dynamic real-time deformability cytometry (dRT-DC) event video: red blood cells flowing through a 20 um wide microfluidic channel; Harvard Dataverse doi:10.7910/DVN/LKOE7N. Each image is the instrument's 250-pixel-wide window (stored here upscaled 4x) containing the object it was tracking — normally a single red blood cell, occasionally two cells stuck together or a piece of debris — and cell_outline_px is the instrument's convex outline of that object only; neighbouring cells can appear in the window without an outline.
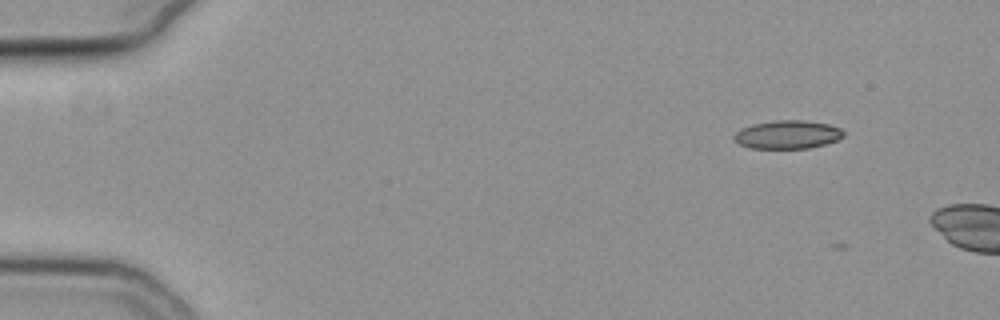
{"species": "common noctule bat (a hibernating species)", "species_latin": "Nyctalus noctula", "temperature_condition": "cold", "stored_images_in_passage": 4, "camera_frame_rate_fps": 3000, "um_per_image_px": 0.085, "animal": {"sex": "female", "body_mass_g": 19.3, "forearm_length_mm": 54.1}, "frame": {"image": 1, "passage_image": 1, "time_ms": 0.0, "image_size_px": [1000, 320], "cell_outline_px": [[844, 136], [836, 140], [824, 144], [808, 148], [752, 148], [740, 144], [732, 140], [732, 136], [740, 128], [752, 124], [776, 120], [804, 120], [828, 124], [840, 128], [844, 132]], "centroid_in_image_um": [66.9, 11.43], "position_along_channel_um": 18.1, "area_um2": 18.09}}